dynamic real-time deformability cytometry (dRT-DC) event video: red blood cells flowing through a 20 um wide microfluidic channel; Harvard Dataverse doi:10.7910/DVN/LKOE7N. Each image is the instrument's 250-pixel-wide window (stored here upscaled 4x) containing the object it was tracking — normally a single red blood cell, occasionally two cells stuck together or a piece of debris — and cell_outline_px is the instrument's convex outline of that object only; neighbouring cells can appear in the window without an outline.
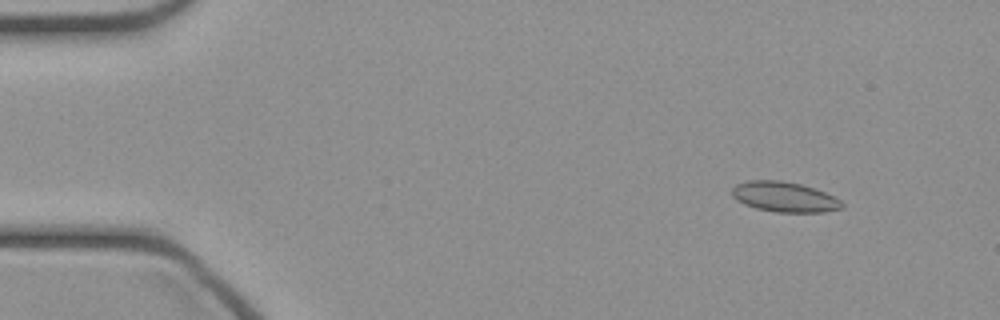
{"species": "common noctule bat (a hibernating species)", "species_latin": "Nyctalus noctula", "temperature_condition": "cold", "stored_images_in_passage": 47, "camera_frame_rate_fps": 3000, "um_per_image_px": 0.085, "animal": {"sex": "female", "body_mass_g": 21.9}, "frame": {"image": 1, "passage_image": 5, "time_ms": 1.333, "image_size_px": [1000, 320], "cell_outline_px": [[844, 208], [824, 212], [776, 212], [756, 208], [744, 204], [736, 200], [732, 196], [732, 188], [736, 184], [748, 180], [780, 180], [800, 184], [824, 192], [840, 200], [844, 204]], "centroid_in_image_um": [66.65, 16.74], "position_along_channel_um": 18.3, "area_um2": 19.31}}
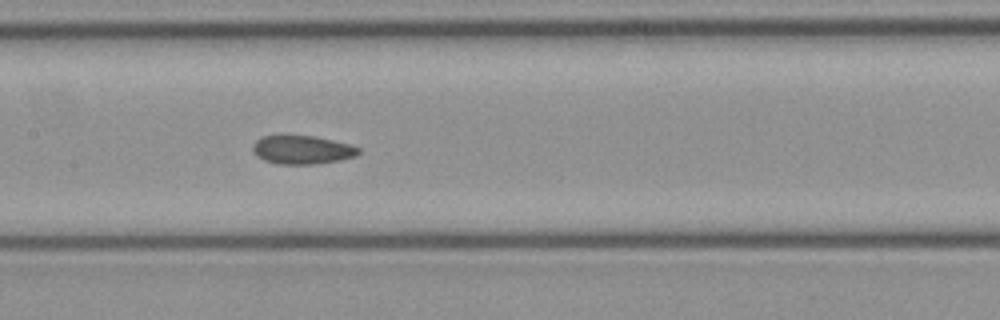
{"frame": {"image": 2, "passage_image": 23, "time_ms": 7.333, "image_size_px": [1000, 320], "cell_outline_px": [[360, 152], [356, 156], [340, 160], [316, 164], [276, 164], [264, 160], [256, 156], [252, 152], [252, 144], [260, 136], [280, 132], [316, 136], [352, 144], [360, 148]], "centroid_in_image_um": [25.62, 12.68], "position_along_channel_um": 181.8, "area_um2": 18.67}}
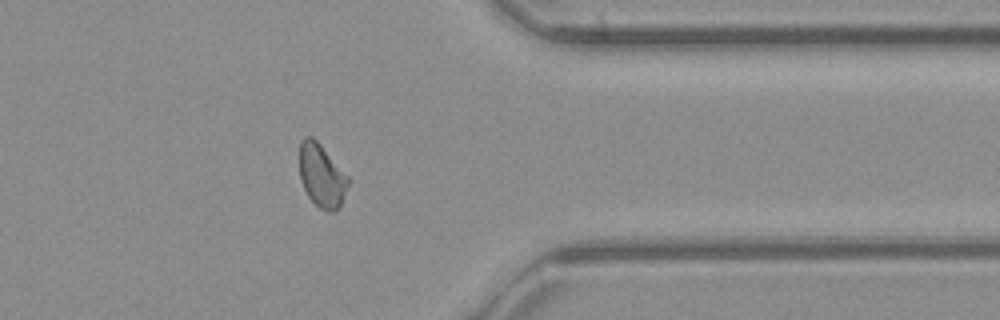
{"frame": {"image": 3, "passage_image": 38, "time_ms": 12.333, "image_size_px": [1000, 320], "cell_outline_px": [[352, 180], [336, 212], [328, 212], [320, 208], [308, 196], [300, 180], [300, 140], [304, 136], [312, 136], [320, 144]], "centroid_in_image_um": [27.36, 14.93], "position_along_channel_um": 384.0, "area_um2": 18.03}}